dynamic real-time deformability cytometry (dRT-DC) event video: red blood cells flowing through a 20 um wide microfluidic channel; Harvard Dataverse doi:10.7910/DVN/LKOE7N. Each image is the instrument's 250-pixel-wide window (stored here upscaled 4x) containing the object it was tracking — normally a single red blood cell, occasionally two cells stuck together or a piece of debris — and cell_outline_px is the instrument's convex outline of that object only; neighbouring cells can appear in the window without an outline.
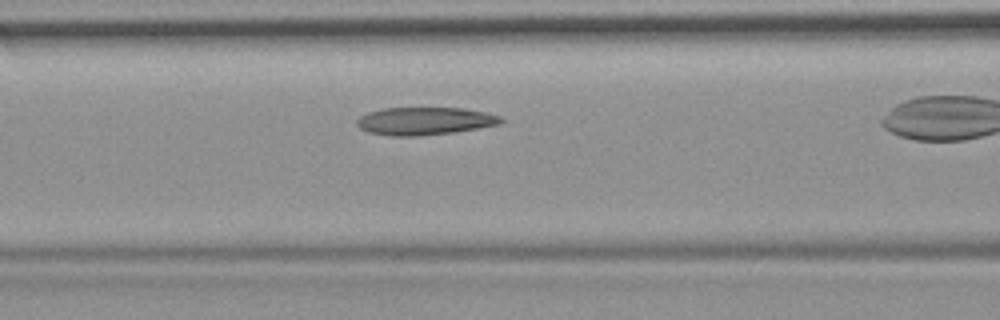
{"species": "common noctule bat (a hibernating species)", "species_latin": "Nyctalus noctula", "temperature_condition": "room temperature", "stored_images_in_passage": 30, "camera_frame_rate_fps": 3000, "um_per_image_px": 0.085, "animal": {"sex": "female", "body_mass_g": 19.9}, "frame": {"image": 1, "passage_image": 9, "time_ms": 2.667, "image_size_px": [1000, 320], "cell_outline_px": [[504, 120], [500, 124], [452, 132], [416, 136], [392, 136], [368, 132], [360, 128], [356, 124], [356, 120], [360, 116], [368, 112], [380, 108], [464, 108], [488, 112], [500, 116]], "centroid_in_image_um": [36.08, 10.28], "position_along_channel_um": 130.5, "area_um2": 23.29}}
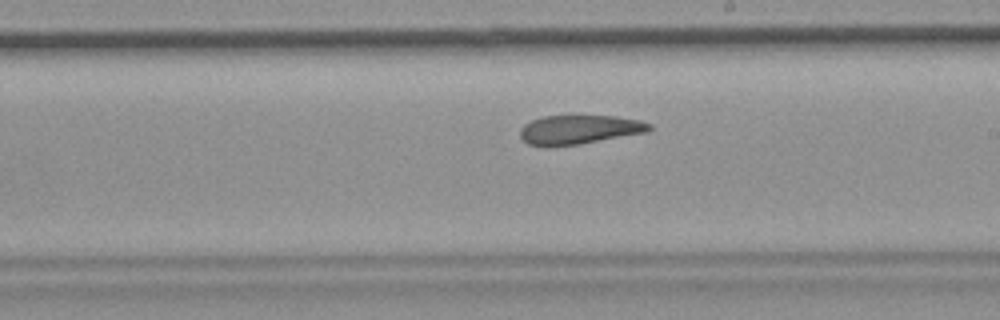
{"frame": {"image": 2, "passage_image": 18, "time_ms": 5.667, "image_size_px": [1000, 320], "cell_outline_px": [[652, 128], [648, 132], [576, 144], [548, 148], [544, 148], [528, 144], [520, 136], [520, 128], [524, 124], [532, 120], [544, 116], [616, 116], [640, 120], [652, 124]], "centroid_in_image_um": [49.2, 11.03], "position_along_channel_um": 239.8, "area_um2": 22.02}}